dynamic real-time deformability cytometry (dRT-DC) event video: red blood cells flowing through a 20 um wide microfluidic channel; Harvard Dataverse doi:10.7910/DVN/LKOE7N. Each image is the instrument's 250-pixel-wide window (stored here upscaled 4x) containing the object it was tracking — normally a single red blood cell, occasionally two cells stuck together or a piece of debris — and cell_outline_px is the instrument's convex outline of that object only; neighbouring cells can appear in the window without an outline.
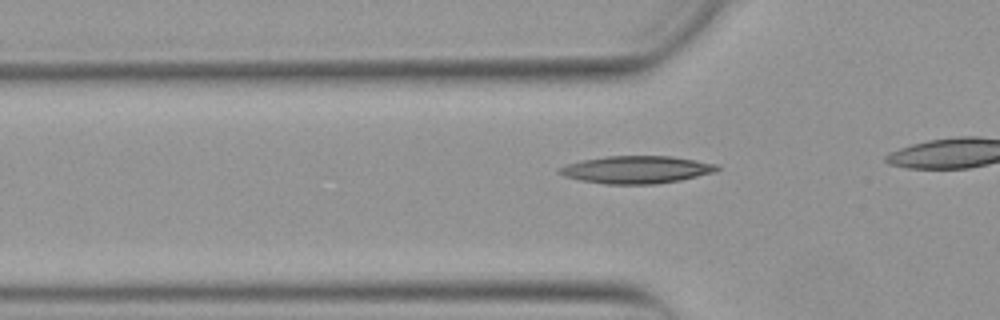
{"species": "Egyptian fruit bat (a non-hibernating species)", "species_latin": "Rousettus aegyptiacus", "temperature_condition": "warm", "stored_images_in_passage": 14, "camera_frame_rate_fps": 3000, "um_per_image_px": 0.085, "animal": {"sex": "female"}, "frame": {"image": 1, "passage_image": 5, "time_ms": 1.333, "image_size_px": [1000, 320], "cell_outline_px": [[720, 168], [716, 172], [680, 180], [652, 184], [608, 184], [580, 180], [564, 176], [556, 172], [556, 168], [580, 160], [604, 156], [672, 156], [720, 164]], "centroid_in_image_um": [54.1, 14.41], "position_along_channel_um": 71.7, "area_um2": 25.49}}
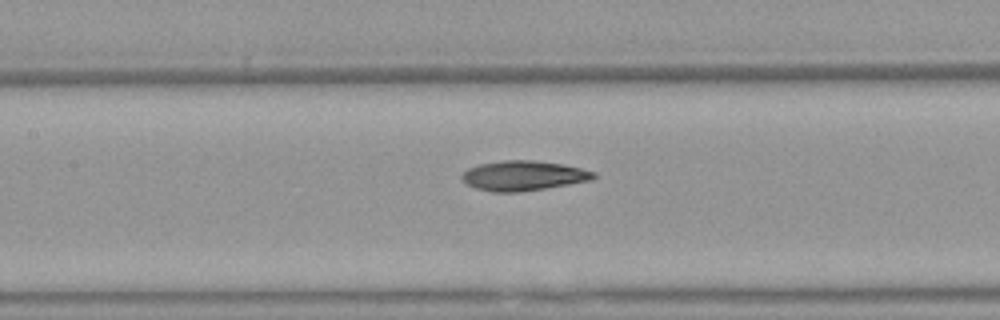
{"frame": {"image": 2, "passage_image": 12, "time_ms": 3.667, "image_size_px": [1000, 320], "cell_outline_px": [[596, 176], [592, 180], [520, 192], [492, 192], [476, 188], [468, 184], [460, 176], [468, 168], [480, 164], [504, 160], [532, 160], [564, 164], [596, 172]], "centroid_in_image_um": [44.5, 14.93], "position_along_channel_um": 162.9, "area_um2": 22.77}}